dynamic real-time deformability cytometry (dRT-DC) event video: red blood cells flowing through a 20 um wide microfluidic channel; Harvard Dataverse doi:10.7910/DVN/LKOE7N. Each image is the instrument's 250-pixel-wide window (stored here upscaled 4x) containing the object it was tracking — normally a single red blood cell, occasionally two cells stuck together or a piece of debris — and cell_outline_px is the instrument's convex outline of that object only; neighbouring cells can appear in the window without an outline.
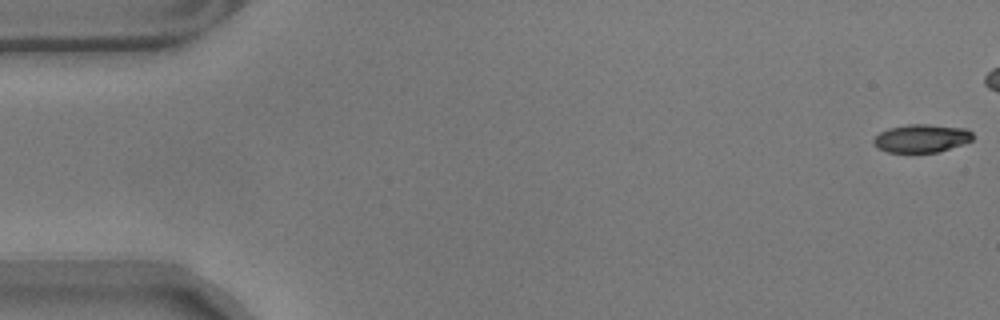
{"species": "common noctule bat (a hibernating species)", "species_latin": "Nyctalus noctula", "temperature_condition": "warm", "stored_images_in_passage": 46, "camera_frame_rate_fps": 3000, "um_per_image_px": 0.085, "animal": {"sex": "male", "body_mass_g": 17.9}, "frame": {"image": 1, "passage_image": 1, "time_ms": 0.0, "image_size_px": [1000, 320], "cell_outline_px": [[972, 140], [964, 144], [936, 152], [888, 152], [872, 144], [872, 140], [880, 132], [888, 128], [908, 124], [928, 124], [968, 128], [972, 132]], "centroid_in_image_um": [78.34, 11.74], "position_along_channel_um": 6.7, "area_um2": 16.3}}
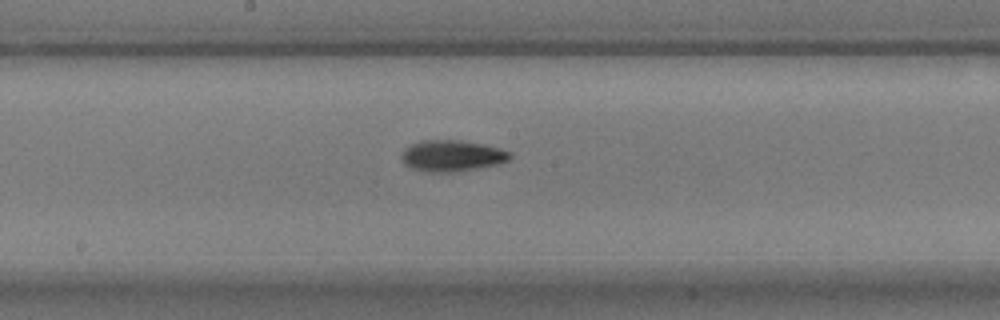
{"frame": {"image": 2, "passage_image": 30, "time_ms": 9.667, "image_size_px": [1000, 320], "cell_outline_px": [[512, 156], [508, 160], [500, 164], [456, 172], [428, 172], [412, 168], [404, 164], [400, 156], [404, 148], [420, 140], [460, 140], [484, 144], [500, 148], [512, 152]], "centroid_in_image_um": [38.43, 13.24], "position_along_channel_um": 209.8, "area_um2": 20.0}}
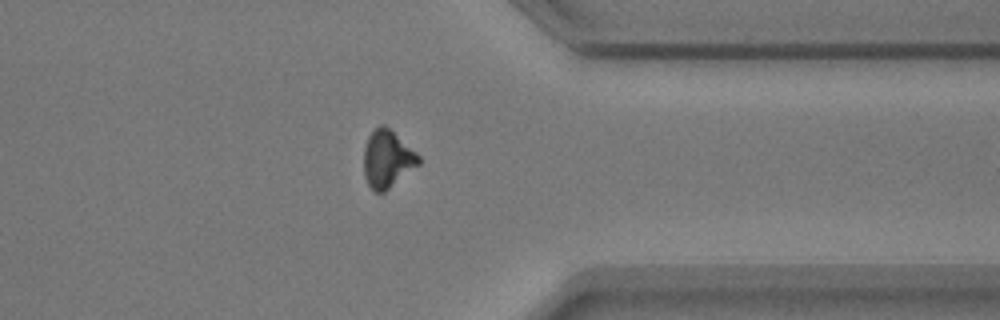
{"frame": {"image": 3, "passage_image": 45, "time_ms": 14.667, "image_size_px": [1000, 320], "cell_outline_px": [[420, 164], [384, 192], [376, 192], [368, 184], [364, 176], [364, 148], [368, 136], [380, 124], [384, 124], [416, 152], [420, 156]], "centroid_in_image_um": [32.92, 13.51], "position_along_channel_um": 378.5, "area_um2": 18.15}}